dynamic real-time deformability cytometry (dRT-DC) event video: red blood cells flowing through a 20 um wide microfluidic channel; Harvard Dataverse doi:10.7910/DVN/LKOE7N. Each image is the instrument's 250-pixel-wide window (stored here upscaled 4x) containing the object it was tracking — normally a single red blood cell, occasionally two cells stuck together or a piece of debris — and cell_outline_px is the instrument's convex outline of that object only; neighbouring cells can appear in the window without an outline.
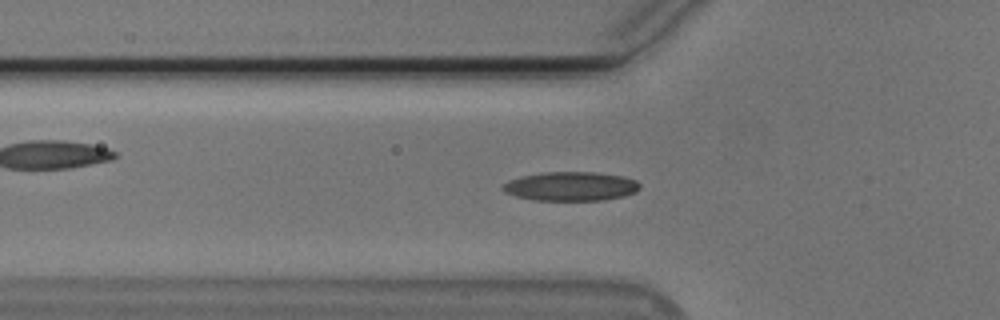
{"species": "Egyptian fruit bat (a non-hibernating species)", "species_latin": "Rousettus aegyptiacus", "temperature_condition": "cold", "stored_images_in_passage": 46, "camera_frame_rate_fps": 3000, "um_per_image_px": 0.085, "animal": {"sex": "male"}, "frame": {"image": 1, "passage_image": 16, "time_ms": 5.0, "image_size_px": [1000, 320], "cell_outline_px": [[640, 188], [636, 192], [624, 196], [604, 200], [532, 200], [516, 196], [504, 192], [500, 188], [500, 184], [508, 180], [520, 176], [544, 172], [596, 172], [624, 176], [636, 180], [640, 184]], "centroid_in_image_um": [48.49, 15.83], "position_along_channel_um": 77.3, "area_um2": 23.52}}
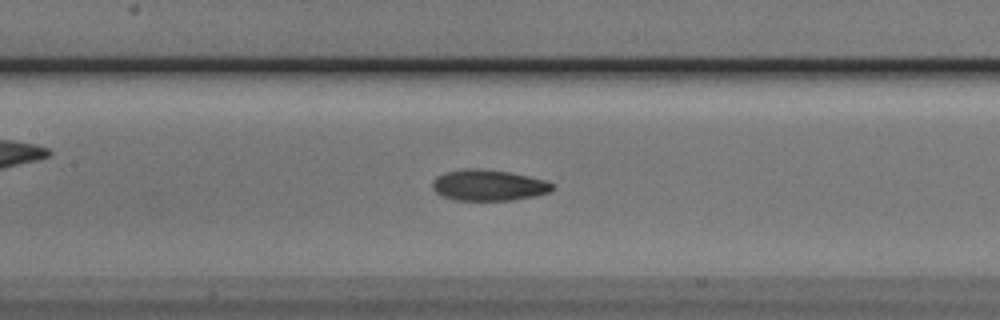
{"frame": {"image": 2, "passage_image": 23, "time_ms": 7.333, "image_size_px": [1000, 320], "cell_outline_px": [[552, 188], [548, 192], [536, 196], [512, 200], [456, 200], [440, 196], [432, 188], [432, 184], [436, 176], [444, 172], [464, 168], [480, 168], [508, 172], [548, 180], [552, 184]], "centroid_in_image_um": [41.49, 15.74], "position_along_channel_um": 165.9, "area_um2": 21.79}}
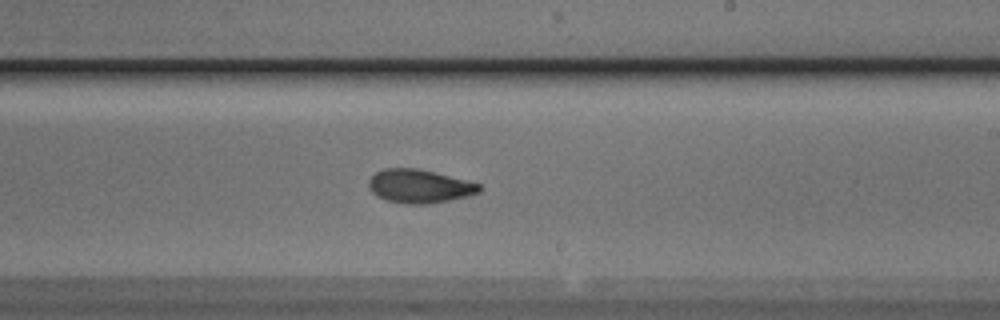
{"frame": {"image": 3, "passage_image": 30, "time_ms": 9.667, "image_size_px": [1000, 320], "cell_outline_px": [[480, 192], [468, 196], [428, 204], [408, 204], [384, 200], [376, 196], [368, 188], [368, 180], [376, 172], [384, 168], [416, 168], [468, 180], [480, 184]], "centroid_in_image_um": [35.62, 15.83], "position_along_channel_um": 253.4, "area_um2": 21.68}, "authors_computed_cell_mechanics": {"area_um2": 21.2415, "velocity_mm_per_s": 3.7616, "shape_relaxation_time_tau1_ms": 4.3938, "shape_relaxation_time_tau2_ms": 3.6051, "deformation_change_tau1": 0.1545, "deformation_change_tau2": 0.1008}}